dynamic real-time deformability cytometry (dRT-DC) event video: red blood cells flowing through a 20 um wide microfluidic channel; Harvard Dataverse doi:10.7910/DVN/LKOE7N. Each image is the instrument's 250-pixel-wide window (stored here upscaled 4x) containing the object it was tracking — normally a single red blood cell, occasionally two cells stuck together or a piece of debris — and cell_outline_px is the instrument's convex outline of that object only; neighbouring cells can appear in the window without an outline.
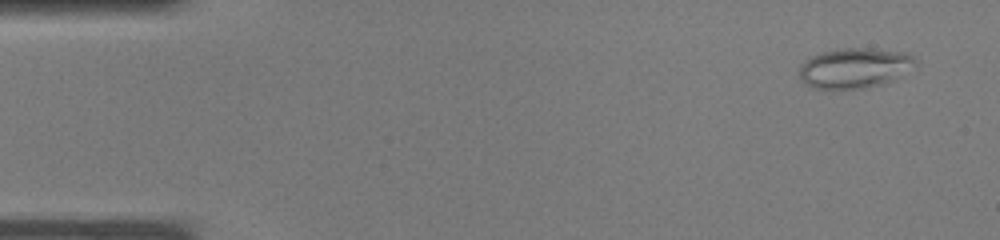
{"species": "common noctule bat (a hibernating species)", "species_latin": "Nyctalus noctula", "temperature_condition": "warm", "stored_images_in_passage": 37, "camera_frame_rate_fps": 3000, "um_per_image_px": 0.085, "animal": {"sex": "male", "body_mass_g": 19.0, "forearm_length_mm": 50.8}, "frame": {"image": 1, "passage_image": 2, "time_ms": 0.333, "image_size_px": [1000, 240], "cell_outline_px": [[916, 64], [892, 80], [884, 84], [864, 88], [812, 88], [804, 84], [800, 76], [800, 64], [804, 60], [812, 56], [824, 52], [844, 48], [868, 48], [904, 52], [916, 56]], "centroid_in_image_um": [72.63, 5.77], "position_along_channel_um": 12.4, "area_um2": 26.93}}
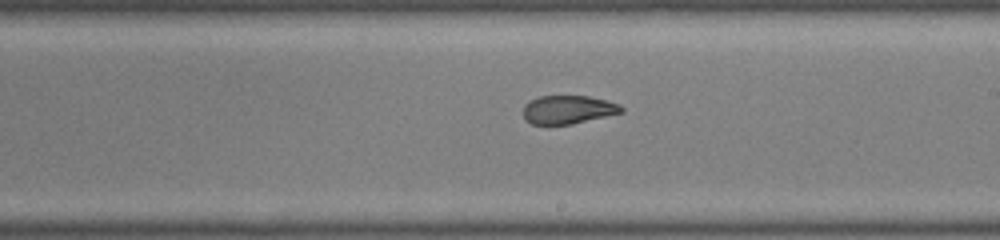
{"frame": {"image": 2, "passage_image": 21, "time_ms": 6.667, "image_size_px": [1000, 240], "cell_outline_px": [[624, 112], [572, 124], [532, 124], [524, 120], [524, 104], [528, 100], [540, 96], [588, 96], [608, 100], [620, 104], [624, 108]], "centroid_in_image_um": [48.3, 9.31], "position_along_channel_um": 240.7, "area_um2": 16.42}}
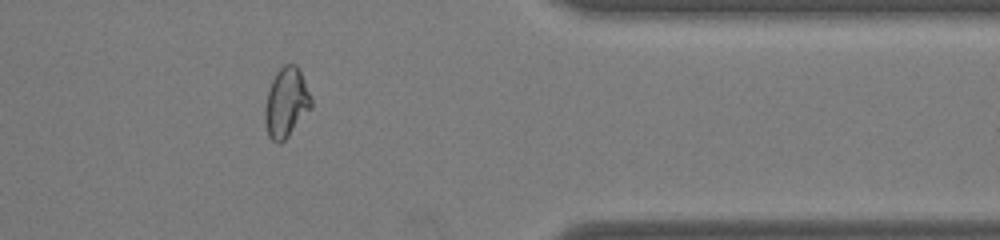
{"frame": {"image": 3, "passage_image": 30, "time_ms": 9.667, "image_size_px": [1000, 240], "cell_outline_px": [[312, 108], [288, 136], [280, 144], [272, 140], [268, 136], [264, 120], [264, 112], [268, 92], [272, 80], [276, 72], [284, 64], [296, 64], [300, 72], [312, 100]], "centroid_in_image_um": [24.32, 8.74], "position_along_channel_um": 387.1, "area_um2": 18.61}}